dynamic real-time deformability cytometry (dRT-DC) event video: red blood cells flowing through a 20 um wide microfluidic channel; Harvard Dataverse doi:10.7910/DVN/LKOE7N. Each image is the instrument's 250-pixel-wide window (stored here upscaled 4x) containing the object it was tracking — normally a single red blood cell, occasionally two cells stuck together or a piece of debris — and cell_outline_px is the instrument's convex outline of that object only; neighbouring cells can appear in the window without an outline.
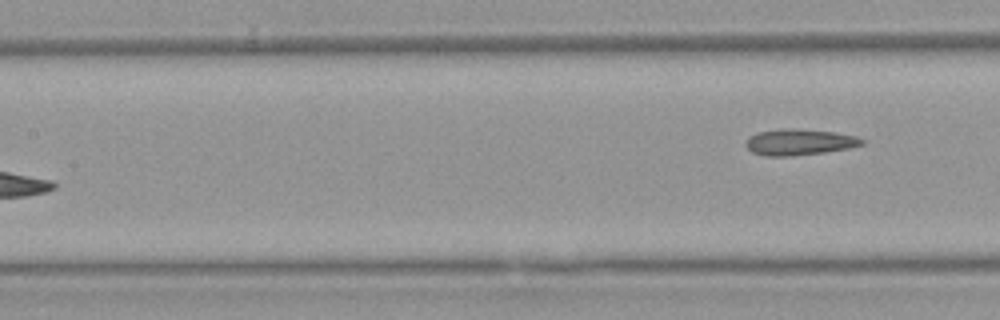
{"species": "Egyptian fruit bat (a non-hibernating species)", "species_latin": "Rousettus aegyptiacus", "temperature_condition": "warm", "stored_images_in_passage": 5, "segment_of_instrument_passage": [2, 2], "camera_frame_rate_fps": 3000, "um_per_image_px": 0.085, "animal": {"sex": "female"}, "frame": {"image": 1, "passage_image": 5, "time_ms": 6.0, "image_size_px": [1000, 320], "cell_outline_px": [[864, 144], [848, 148], [824, 152], [788, 156], [764, 156], [752, 152], [744, 144], [748, 136], [760, 132], [784, 128], [792, 128], [836, 132], [856, 136], [864, 140]], "centroid_in_image_um": [67.92, 12.07], "position_along_channel_um": 139.5, "area_um2": 17.63}}